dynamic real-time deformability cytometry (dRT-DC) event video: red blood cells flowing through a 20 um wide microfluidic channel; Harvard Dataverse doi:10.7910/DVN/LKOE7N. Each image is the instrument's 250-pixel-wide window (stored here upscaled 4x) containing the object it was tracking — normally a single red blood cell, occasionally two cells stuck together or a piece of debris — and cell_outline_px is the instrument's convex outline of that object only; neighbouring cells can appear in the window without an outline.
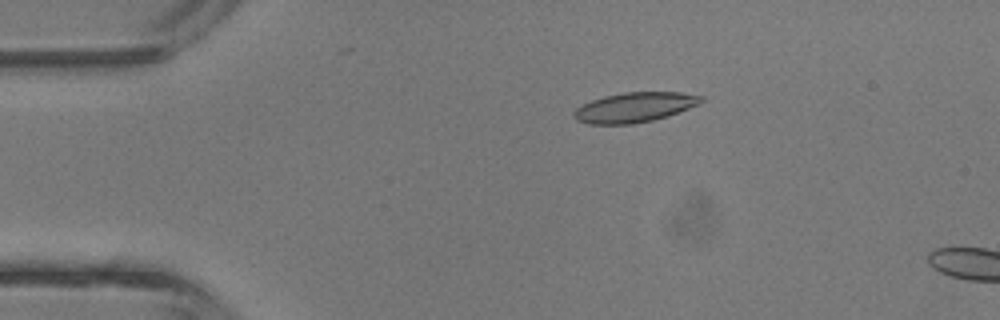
{"species": "common noctule bat (a hibernating species)", "species_latin": "Nyctalus noctula", "temperature_condition": "room temperature", "stored_images_in_passage": 12, "camera_frame_rate_fps": 3000, "um_per_image_px": 0.085, "animal": {"sex": "male", "body_mass_g": 13.3}, "frame": {"image": 1, "passage_image": 9, "time_ms": 2.667, "image_size_px": [1000, 320], "cell_outline_px": [[704, 100], [700, 104], [668, 116], [652, 120], [632, 124], [588, 124], [576, 120], [572, 116], [572, 112], [576, 108], [592, 100], [604, 96], [624, 92], [680, 92], [704, 96]], "centroid_in_image_um": [53.94, 9.12], "position_along_channel_um": 31.1, "area_um2": 22.25}}